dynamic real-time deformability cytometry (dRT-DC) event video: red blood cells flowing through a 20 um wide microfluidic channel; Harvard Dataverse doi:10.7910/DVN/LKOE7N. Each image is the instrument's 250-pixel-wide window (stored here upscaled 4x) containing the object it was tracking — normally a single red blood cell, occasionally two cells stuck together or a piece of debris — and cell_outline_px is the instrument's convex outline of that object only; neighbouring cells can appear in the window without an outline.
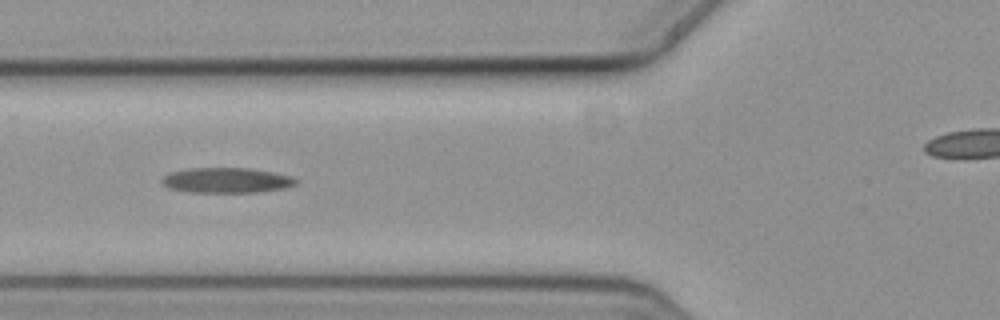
{"species": "common noctule bat (a hibernating species)", "species_latin": "Nyctalus noctula", "temperature_condition": "cold", "stored_images_in_passage": 10, "camera_frame_rate_fps": 3000, "um_per_image_px": 0.085, "animal": {"sex": "female", "body_mass_g": 19.3, "forearm_length_mm": 54.1}, "frame": {"image": 1, "passage_image": 6, "time_ms": 1.667, "image_size_px": [1000, 320], "cell_outline_px": [[300, 180], [296, 184], [288, 188], [260, 192], [188, 192], [168, 188], [160, 180], [164, 176], [172, 172], [188, 168], [252, 168], [272, 172], [288, 176]], "centroid_in_image_um": [19.28, 15.33], "position_along_channel_um": 106.5, "area_um2": 19.77}}
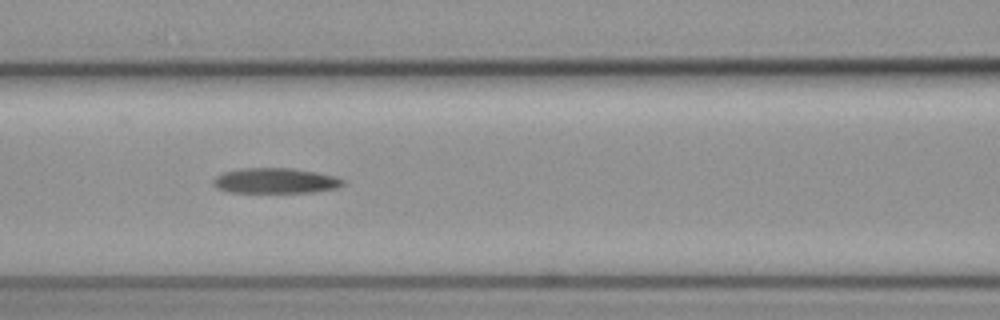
{"frame": {"image": 2, "passage_image": 7, "time_ms": 2.0, "image_size_px": [1000, 320], "cell_outline_px": [[344, 184], [336, 188], [312, 192], [228, 192], [216, 188], [212, 184], [212, 180], [216, 176], [224, 172], [244, 168], [288, 168], [312, 172], [332, 176], [344, 180]], "centroid_in_image_um": [23.33, 15.37], "position_along_channel_um": 143.3, "area_um2": 18.84}}
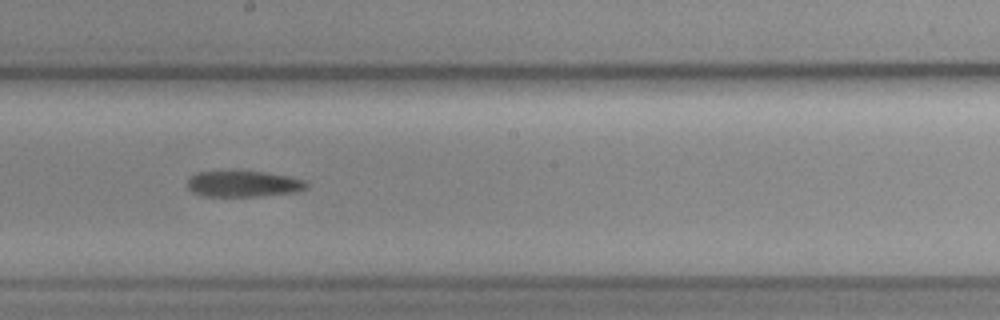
{"frame": {"image": 3, "passage_image": 9, "time_ms": 2.667, "image_size_px": [1000, 320], "cell_outline_px": [[308, 188], [296, 192], [260, 196], [204, 196], [192, 192], [188, 188], [188, 180], [196, 172], [264, 172], [288, 176], [304, 180], [308, 184]], "centroid_in_image_um": [20.72, 15.64], "position_along_channel_um": 227.5, "area_um2": 17.86}}